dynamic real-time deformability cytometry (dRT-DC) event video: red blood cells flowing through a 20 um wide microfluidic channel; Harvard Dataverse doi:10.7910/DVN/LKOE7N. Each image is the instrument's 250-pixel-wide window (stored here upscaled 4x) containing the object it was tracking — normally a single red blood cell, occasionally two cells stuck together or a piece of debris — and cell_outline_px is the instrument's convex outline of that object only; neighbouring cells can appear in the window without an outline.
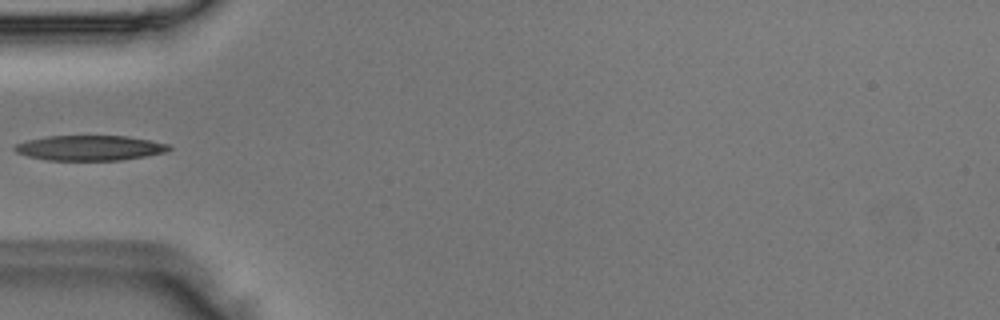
{"species": "Egyptian fruit bat (a non-hibernating species)", "species_latin": "Rousettus aegyptiacus", "temperature_condition": "room temperature", "stored_images_in_passage": 1, "camera_frame_rate_fps": 3000, "um_per_image_px": 0.085, "animal": {"sex": "male"}, "frame": {"image": 1, "passage_image": 1, "time_ms": 0.0, "image_size_px": [1000, 320], "cell_outline_px": [[172, 148], [164, 152], [144, 156], [120, 160], [48, 160], [28, 156], [16, 152], [12, 148], [16, 144], [28, 140], [44, 136], [124, 136], [148, 140], [168, 144]], "centroid_in_image_um": [7.58, 12.57], "position_along_channel_um": 77.4, "area_um2": 22.31}}